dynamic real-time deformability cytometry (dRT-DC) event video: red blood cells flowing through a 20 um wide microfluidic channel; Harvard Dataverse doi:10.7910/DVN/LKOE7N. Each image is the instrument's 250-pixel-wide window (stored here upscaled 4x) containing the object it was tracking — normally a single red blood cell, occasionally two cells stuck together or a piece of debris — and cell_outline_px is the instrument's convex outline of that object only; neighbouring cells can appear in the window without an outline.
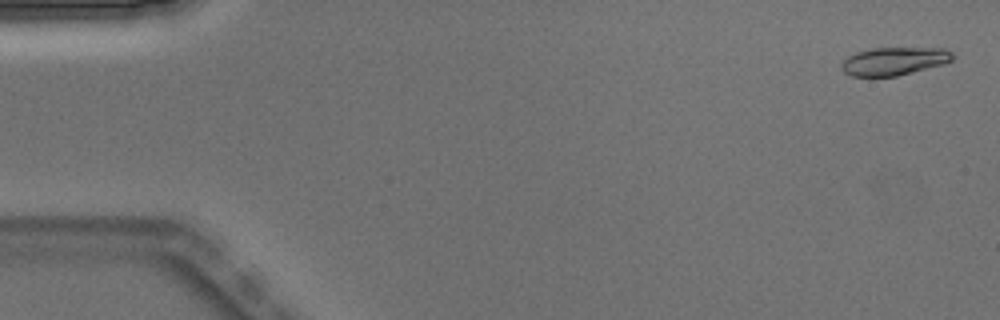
{"species": "Egyptian fruit bat (a non-hibernating species)", "species_latin": "Rousettus aegyptiacus", "temperature_condition": "warm", "stored_images_in_passage": 4, "camera_frame_rate_fps": 3000, "um_per_image_px": 0.085, "animal": {"sex": "male"}, "frame": {"image": 1, "passage_image": 1, "time_ms": 0.0, "image_size_px": [1000, 320], "cell_outline_px": [[956, 56], [952, 60], [944, 64], [896, 76], [852, 76], [844, 72], [840, 68], [840, 64], [848, 56], [856, 52], [872, 48], [944, 48], [952, 52]], "centroid_in_image_um": [76.0, 5.19], "position_along_channel_um": 9.0, "area_um2": 18.21}}
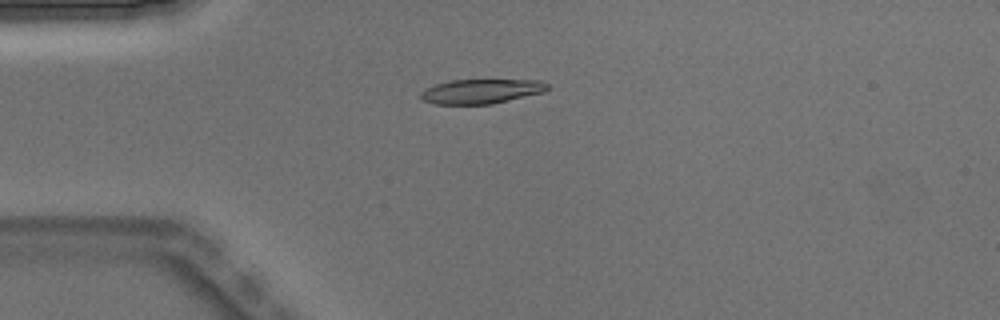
{"frame": {"image": 2, "passage_image": 4, "time_ms": 1.0, "image_size_px": [1000, 320], "cell_outline_px": [[548, 88], [544, 92], [492, 104], [436, 104], [424, 100], [420, 96], [420, 92], [424, 88], [436, 84], [452, 80], [540, 80], [548, 84]], "centroid_in_image_um": [40.9, 7.76], "position_along_channel_um": 44.1, "area_um2": 18.03}}